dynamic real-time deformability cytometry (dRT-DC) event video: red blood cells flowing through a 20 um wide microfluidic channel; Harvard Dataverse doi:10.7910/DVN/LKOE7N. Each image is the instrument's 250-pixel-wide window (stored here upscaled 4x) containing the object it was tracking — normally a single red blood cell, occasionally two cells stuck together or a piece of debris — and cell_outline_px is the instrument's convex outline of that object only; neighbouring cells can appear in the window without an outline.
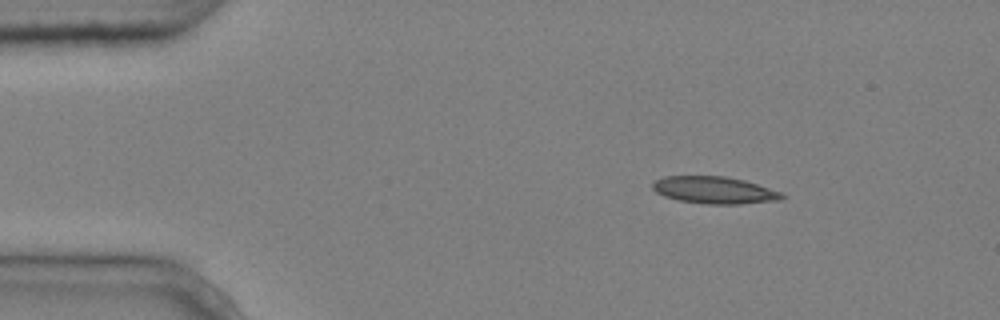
{"species": "common noctule bat (a hibernating species)", "species_latin": "Nyctalus noctula", "temperature_condition": "cold", "stored_images_in_passage": 3, "camera_frame_rate_fps": 3000, "um_per_image_px": 0.085, "animal": {"sex": "male", "body_mass_g": 20.4}, "frame": {"image": 1, "passage_image": 1, "time_ms": 0.0, "image_size_px": [1000, 320], "cell_outline_px": [[788, 196], [780, 200], [740, 204], [708, 204], [680, 200], [664, 196], [656, 192], [652, 188], [652, 184], [656, 180], [664, 176], [724, 176], [744, 180], [784, 192]], "centroid_in_image_um": [60.78, 16.16], "position_along_channel_um": 24.2, "area_um2": 20.52}}